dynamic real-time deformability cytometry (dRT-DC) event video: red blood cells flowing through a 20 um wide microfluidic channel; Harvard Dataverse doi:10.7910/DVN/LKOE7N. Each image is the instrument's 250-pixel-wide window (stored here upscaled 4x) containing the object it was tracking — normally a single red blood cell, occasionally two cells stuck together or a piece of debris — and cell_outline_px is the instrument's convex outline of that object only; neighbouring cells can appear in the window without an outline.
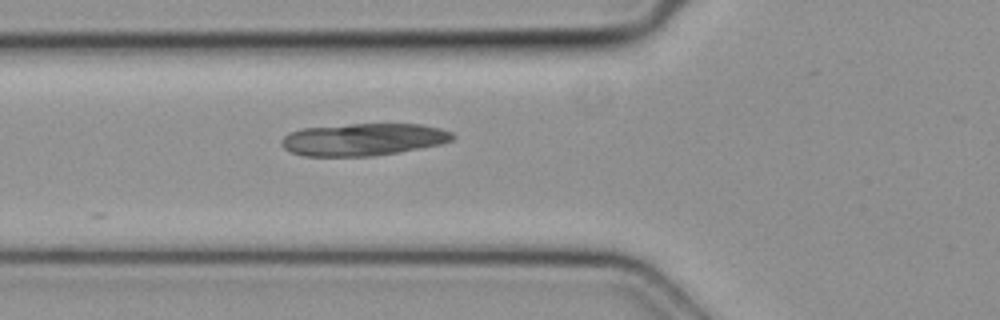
{"species": "common noctule bat (a hibernating species)", "species_latin": "Nyctalus noctula", "temperature_condition": "cold", "stored_images_in_passage": 6, "camera_frame_rate_fps": 3000, "um_per_image_px": 0.085, "animal": {"sex": "female", "body_mass_g": 19.3, "forearm_length_mm": 54.1}, "frame": {"image": 1, "passage_image": 3, "time_ms": 0.667, "image_size_px": [1000, 320], "cell_outline_px": [[456, 136], [452, 140], [440, 144], [400, 152], [372, 156], [304, 156], [292, 152], [284, 148], [280, 144], [280, 140], [288, 132], [304, 128], [352, 124], [420, 124], [440, 128], [452, 132]], "centroid_in_image_um": [30.87, 11.85], "position_along_channel_um": 94.9, "area_um2": 32.25}}
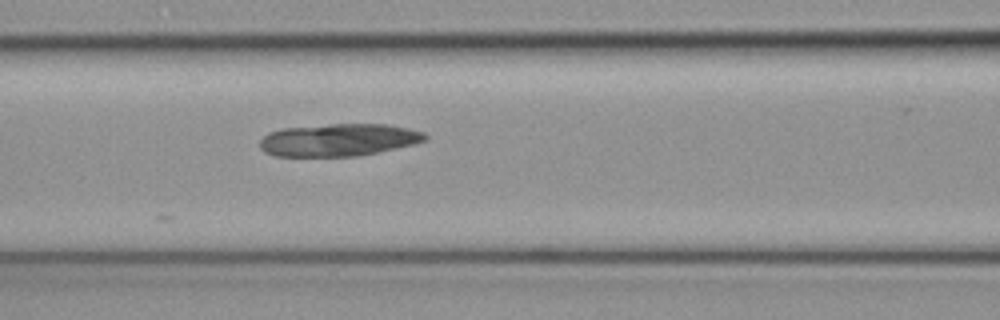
{"frame": {"image": 2, "passage_image": 6, "time_ms": 1.667, "image_size_px": [1000, 320], "cell_outline_px": [[428, 136], [424, 140], [412, 144], [376, 152], [356, 156], [276, 156], [264, 152], [260, 148], [260, 140], [268, 132], [284, 128], [332, 124], [388, 124], [408, 128], [424, 132]], "centroid_in_image_um": [28.75, 11.88], "position_along_channel_um": 137.9, "area_um2": 31.04}}